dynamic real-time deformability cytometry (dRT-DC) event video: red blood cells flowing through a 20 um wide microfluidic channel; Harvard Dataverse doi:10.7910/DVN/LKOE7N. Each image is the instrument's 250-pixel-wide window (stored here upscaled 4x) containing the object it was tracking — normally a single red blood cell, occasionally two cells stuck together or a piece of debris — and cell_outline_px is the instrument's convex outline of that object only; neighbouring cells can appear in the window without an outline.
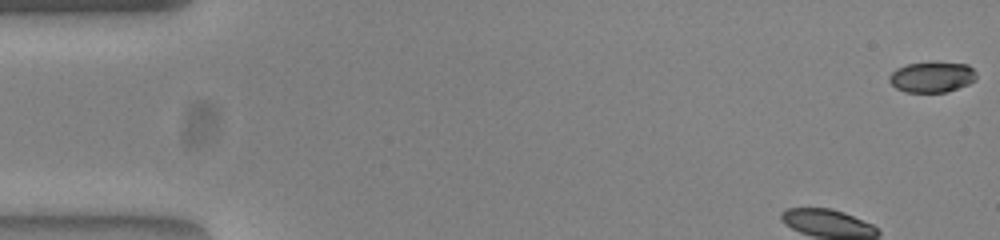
{"species": "common noctule bat (a hibernating species)", "species_latin": "Nyctalus noctula", "temperature_condition": "warm", "stored_images_in_passage": 51, "camera_frame_rate_fps": 3000, "um_per_image_px": 0.085, "animal": {"sex": "female", "body_mass_g": 23.0, "forearm_length_mm": 53.4}, "frame": {"image": 1, "passage_image": 1, "time_ms": 0.0, "image_size_px": [1000, 240], "cell_outline_px": [[976, 80], [968, 84], [944, 92], [904, 92], [896, 88], [888, 80], [888, 76], [896, 68], [908, 64], [968, 64], [976, 72]], "centroid_in_image_um": [79.19, 6.58], "position_along_channel_um": 5.8, "area_um2": 15.09}, "authors_computed_cell_mechanics": {"area_um2": 17.629, "velocity_mm_per_s": 3.841, "shape_relaxation_time_tau1_ms": 3.1843, "shape_relaxation_time_tau2_ms": null, "deformation_change_tau1": 0.1142, "deformation_change_tau2": null}}